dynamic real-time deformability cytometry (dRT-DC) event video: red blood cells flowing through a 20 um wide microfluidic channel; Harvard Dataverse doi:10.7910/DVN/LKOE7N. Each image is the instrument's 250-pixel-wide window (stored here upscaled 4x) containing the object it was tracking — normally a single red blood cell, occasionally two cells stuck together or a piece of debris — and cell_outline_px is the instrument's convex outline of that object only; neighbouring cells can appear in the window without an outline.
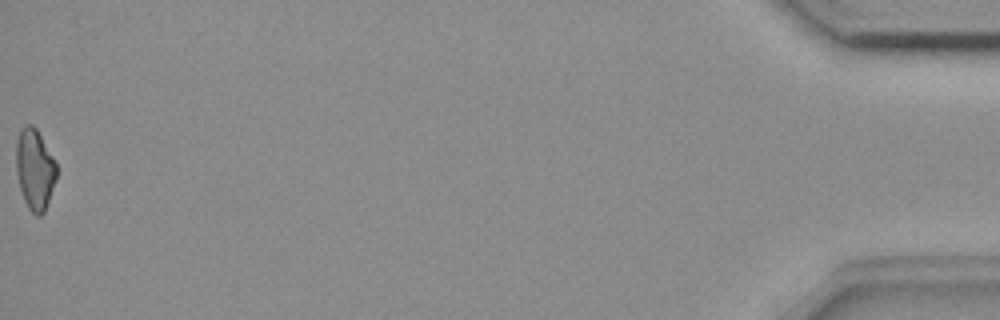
{"species": "common noctule bat (a hibernating species)", "species_latin": "Nyctalus noctula", "temperature_condition": "room temperature", "stored_images_in_passage": 40, "camera_frame_rate_fps": 3000, "um_per_image_px": 0.085, "animal": {"sex": "female", "body_mass_g": 18.4}, "frame": {"image": 1, "passage_image": 40, "time_ms": 13.0, "image_size_px": [1000, 320], "cell_outline_px": [[56, 180], [44, 212], [40, 216], [36, 216], [28, 208], [24, 200], [20, 188], [16, 172], [16, 140], [20, 128], [24, 124], [32, 124], [36, 128], [52, 156], [56, 164]], "centroid_in_image_um": [2.93, 14.37], "position_along_channel_um": 432.3, "area_um2": 19.02}, "authors_computed_cell_mechanics": {"area_um2": 19.5364, "velocity_mm_per_s": 3.7051, "shape_relaxation_time_tau1_ms": null, "shape_relaxation_time_tau2_ms": 6.6228, "deformation_change_tau1": null, "deformation_change_tau2": 0.1424}}